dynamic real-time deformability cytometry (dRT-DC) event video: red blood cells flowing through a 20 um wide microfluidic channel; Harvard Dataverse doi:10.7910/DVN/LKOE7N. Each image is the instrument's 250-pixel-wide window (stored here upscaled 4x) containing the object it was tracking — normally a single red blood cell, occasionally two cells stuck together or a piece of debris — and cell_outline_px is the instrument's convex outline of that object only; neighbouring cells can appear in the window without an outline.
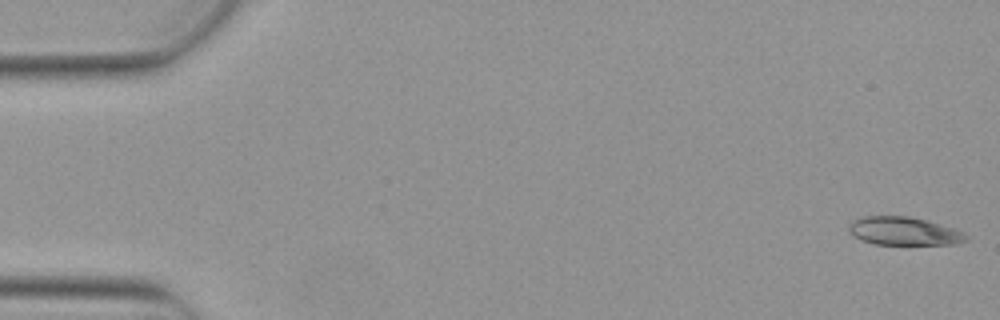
{"species": "Egyptian fruit bat (a non-hibernating species)", "species_latin": "Rousettus aegyptiacus", "temperature_condition": "warm", "stored_images_in_passage": 5, "camera_frame_rate_fps": 3000, "um_per_image_px": 0.085, "animal": {"sex": "female"}, "frame": {"image": 1, "passage_image": 1, "time_ms": 0.0, "image_size_px": [1000, 320], "cell_outline_px": [[968, 240], [956, 244], [876, 244], [860, 240], [848, 232], [848, 224], [864, 216], [908, 216], [924, 220], [952, 228], [964, 232], [968, 236]], "centroid_in_image_um": [76.81, 19.65], "position_along_channel_um": 8.2, "area_um2": 19.13}}
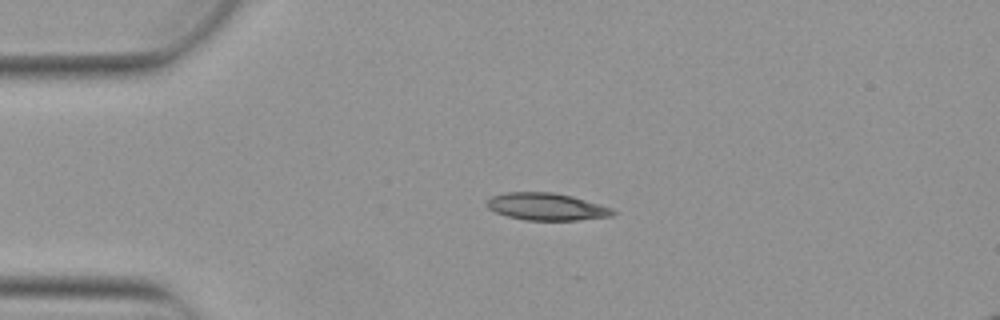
{"frame": {"image": 2, "passage_image": 4, "time_ms": 1.0, "image_size_px": [1000, 320], "cell_outline_px": [[616, 212], [612, 216], [576, 220], [524, 220], [508, 216], [496, 212], [488, 208], [488, 200], [492, 196], [504, 192], [552, 192], [572, 196], [612, 208]], "centroid_in_image_um": [46.46, 17.56], "position_along_channel_um": 38.5, "area_um2": 19.83}}